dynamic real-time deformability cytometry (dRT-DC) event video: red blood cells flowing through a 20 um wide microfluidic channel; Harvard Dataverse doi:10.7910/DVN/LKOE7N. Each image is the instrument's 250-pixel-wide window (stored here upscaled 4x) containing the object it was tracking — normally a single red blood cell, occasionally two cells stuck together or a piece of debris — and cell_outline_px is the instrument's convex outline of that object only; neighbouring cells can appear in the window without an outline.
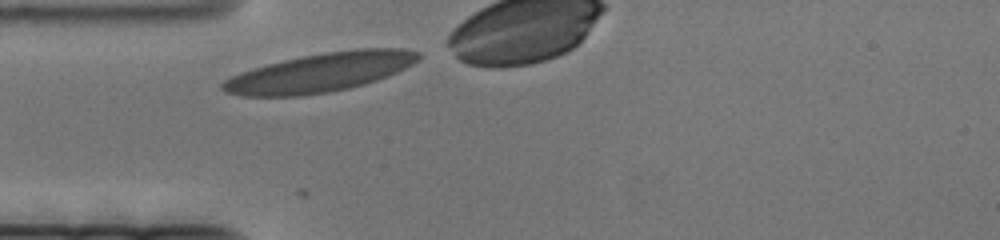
{"species": "human", "species_latin": "Homo sapiens", "temperature_condition": "cold", "stored_images_in_passage": 42, "camera_frame_rate_fps": 3000, "um_per_image_px": 0.085, "donor": {"sex": "female"}, "frame": {"image": 1, "passage_image": 1, "time_ms": 0.0, "image_size_px": [1000, 240], "cell_outline_px": [[420, 60], [388, 76], [364, 84], [348, 88], [328, 92], [304, 96], [240, 96], [224, 92], [220, 88], [220, 84], [224, 80], [240, 72], [268, 64], [284, 60], [304, 56], [328, 52], [360, 48], [400, 48], [420, 52]], "centroid_in_image_um": [27.2, 6.17], "position_along_channel_um": 57.8, "area_um2": 44.22}}
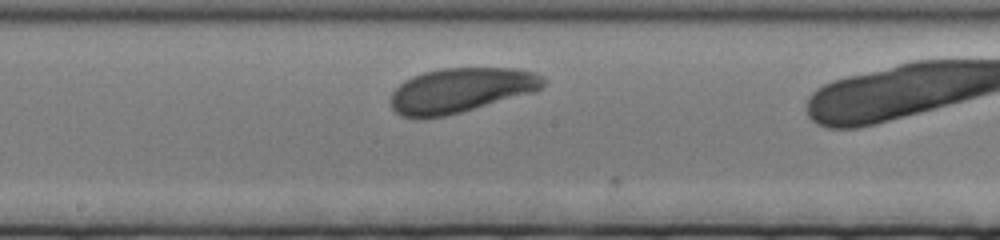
{"frame": {"image": 2, "passage_image": 20, "time_ms": 6.333, "image_size_px": [1000, 240], "cell_outline_px": [[548, 80], [536, 92], [460, 112], [444, 116], [424, 120], [416, 120], [400, 116], [392, 108], [392, 92], [404, 80], [412, 76], [424, 72], [444, 68], [516, 68], [536, 72], [544, 76]], "centroid_in_image_um": [39.18, 7.68], "position_along_channel_um": 209.0, "area_um2": 40.23}}
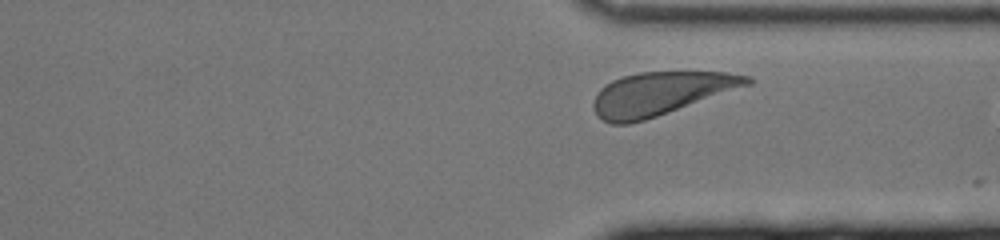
{"frame": {"image": 3, "passage_image": 38, "time_ms": 12.333, "image_size_px": [1000, 240], "cell_outline_px": [[752, 84], [644, 120], [628, 124], [612, 124], [596, 116], [592, 104], [596, 92], [600, 88], [612, 80], [620, 76], [640, 72], [728, 72], [748, 76], [752, 80]], "centroid_in_image_um": [56.1, 7.94], "position_along_channel_um": 355.3, "area_um2": 38.44}}